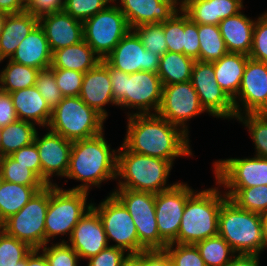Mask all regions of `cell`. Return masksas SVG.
I'll list each match as a JSON object with an SVG mask.
<instances>
[{
  "label": "cell",
  "instance_id": "obj_1",
  "mask_svg": "<svg viewBox=\"0 0 267 266\" xmlns=\"http://www.w3.org/2000/svg\"><path fill=\"white\" fill-rule=\"evenodd\" d=\"M123 145L131 152L168 160L192 155L188 134L158 114H129Z\"/></svg>",
  "mask_w": 267,
  "mask_h": 266
},
{
  "label": "cell",
  "instance_id": "obj_2",
  "mask_svg": "<svg viewBox=\"0 0 267 266\" xmlns=\"http://www.w3.org/2000/svg\"><path fill=\"white\" fill-rule=\"evenodd\" d=\"M110 150L103 132L73 141L66 177L84 183L71 190L88 192L91 185L98 187L104 180L117 178V154L115 150Z\"/></svg>",
  "mask_w": 267,
  "mask_h": 266
},
{
  "label": "cell",
  "instance_id": "obj_3",
  "mask_svg": "<svg viewBox=\"0 0 267 266\" xmlns=\"http://www.w3.org/2000/svg\"><path fill=\"white\" fill-rule=\"evenodd\" d=\"M102 62L109 69L113 98L118 106L138 108V114H157L163 93V84L157 73L139 71L125 73L113 67L106 59Z\"/></svg>",
  "mask_w": 267,
  "mask_h": 266
},
{
  "label": "cell",
  "instance_id": "obj_4",
  "mask_svg": "<svg viewBox=\"0 0 267 266\" xmlns=\"http://www.w3.org/2000/svg\"><path fill=\"white\" fill-rule=\"evenodd\" d=\"M226 199L217 188L193 192L186 201L178 237L173 243L195 245L217 236L220 208Z\"/></svg>",
  "mask_w": 267,
  "mask_h": 266
},
{
  "label": "cell",
  "instance_id": "obj_5",
  "mask_svg": "<svg viewBox=\"0 0 267 266\" xmlns=\"http://www.w3.org/2000/svg\"><path fill=\"white\" fill-rule=\"evenodd\" d=\"M218 235L238 254L258 255L266 248L262 214L243 210L229 198L220 208Z\"/></svg>",
  "mask_w": 267,
  "mask_h": 266
},
{
  "label": "cell",
  "instance_id": "obj_6",
  "mask_svg": "<svg viewBox=\"0 0 267 266\" xmlns=\"http://www.w3.org/2000/svg\"><path fill=\"white\" fill-rule=\"evenodd\" d=\"M117 152L116 176L125 180L119 182V188L157 194L175 185L165 187L170 161L131 152L123 144Z\"/></svg>",
  "mask_w": 267,
  "mask_h": 266
},
{
  "label": "cell",
  "instance_id": "obj_7",
  "mask_svg": "<svg viewBox=\"0 0 267 266\" xmlns=\"http://www.w3.org/2000/svg\"><path fill=\"white\" fill-rule=\"evenodd\" d=\"M105 118L79 96L64 97L52 110L48 126L70 141L88 139L103 132Z\"/></svg>",
  "mask_w": 267,
  "mask_h": 266
},
{
  "label": "cell",
  "instance_id": "obj_8",
  "mask_svg": "<svg viewBox=\"0 0 267 266\" xmlns=\"http://www.w3.org/2000/svg\"><path fill=\"white\" fill-rule=\"evenodd\" d=\"M88 192L79 190H63L56 184L49 185V204L45 218V245L51 237L72 235L79 220L92 207L87 205Z\"/></svg>",
  "mask_w": 267,
  "mask_h": 266
},
{
  "label": "cell",
  "instance_id": "obj_9",
  "mask_svg": "<svg viewBox=\"0 0 267 266\" xmlns=\"http://www.w3.org/2000/svg\"><path fill=\"white\" fill-rule=\"evenodd\" d=\"M112 192L126 207L137 229L139 244L151 252H162L168 245L159 235L155 194L118 188Z\"/></svg>",
  "mask_w": 267,
  "mask_h": 266
},
{
  "label": "cell",
  "instance_id": "obj_10",
  "mask_svg": "<svg viewBox=\"0 0 267 266\" xmlns=\"http://www.w3.org/2000/svg\"><path fill=\"white\" fill-rule=\"evenodd\" d=\"M49 204V185L38 191L28 203L2 225L9 236L41 250L45 245V218Z\"/></svg>",
  "mask_w": 267,
  "mask_h": 266
},
{
  "label": "cell",
  "instance_id": "obj_11",
  "mask_svg": "<svg viewBox=\"0 0 267 266\" xmlns=\"http://www.w3.org/2000/svg\"><path fill=\"white\" fill-rule=\"evenodd\" d=\"M130 30L119 6L110 4L83 21V40L97 56L105 59Z\"/></svg>",
  "mask_w": 267,
  "mask_h": 266
},
{
  "label": "cell",
  "instance_id": "obj_12",
  "mask_svg": "<svg viewBox=\"0 0 267 266\" xmlns=\"http://www.w3.org/2000/svg\"><path fill=\"white\" fill-rule=\"evenodd\" d=\"M92 208L98 213L102 221L107 241L113 239L116 242L114 247L129 253L146 251L139 244L137 229L131 215L113 193L98 207L92 204Z\"/></svg>",
  "mask_w": 267,
  "mask_h": 266
},
{
  "label": "cell",
  "instance_id": "obj_13",
  "mask_svg": "<svg viewBox=\"0 0 267 266\" xmlns=\"http://www.w3.org/2000/svg\"><path fill=\"white\" fill-rule=\"evenodd\" d=\"M191 82L207 112L215 117L236 118L233 101L215 79L213 62L196 60L192 68Z\"/></svg>",
  "mask_w": 267,
  "mask_h": 266
},
{
  "label": "cell",
  "instance_id": "obj_14",
  "mask_svg": "<svg viewBox=\"0 0 267 266\" xmlns=\"http://www.w3.org/2000/svg\"><path fill=\"white\" fill-rule=\"evenodd\" d=\"M203 111L205 109L191 81L163 86L162 101L157 114L170 123L181 126L187 134L185 122Z\"/></svg>",
  "mask_w": 267,
  "mask_h": 266
},
{
  "label": "cell",
  "instance_id": "obj_15",
  "mask_svg": "<svg viewBox=\"0 0 267 266\" xmlns=\"http://www.w3.org/2000/svg\"><path fill=\"white\" fill-rule=\"evenodd\" d=\"M193 192L188 185L176 183L172 188L155 194L158 232L167 244L177 239L186 201Z\"/></svg>",
  "mask_w": 267,
  "mask_h": 266
},
{
  "label": "cell",
  "instance_id": "obj_16",
  "mask_svg": "<svg viewBox=\"0 0 267 266\" xmlns=\"http://www.w3.org/2000/svg\"><path fill=\"white\" fill-rule=\"evenodd\" d=\"M218 184L224 188H250L267 185V159L230 158L214 164Z\"/></svg>",
  "mask_w": 267,
  "mask_h": 266
},
{
  "label": "cell",
  "instance_id": "obj_17",
  "mask_svg": "<svg viewBox=\"0 0 267 266\" xmlns=\"http://www.w3.org/2000/svg\"><path fill=\"white\" fill-rule=\"evenodd\" d=\"M113 67L131 74L139 71L157 73L160 56L144 48L137 34L130 30L105 58Z\"/></svg>",
  "mask_w": 267,
  "mask_h": 266
},
{
  "label": "cell",
  "instance_id": "obj_18",
  "mask_svg": "<svg viewBox=\"0 0 267 266\" xmlns=\"http://www.w3.org/2000/svg\"><path fill=\"white\" fill-rule=\"evenodd\" d=\"M34 142L40 157L42 181L46 185H52L50 176L53 174L65 177L73 141L49 130L43 138H39L36 133Z\"/></svg>",
  "mask_w": 267,
  "mask_h": 266
},
{
  "label": "cell",
  "instance_id": "obj_19",
  "mask_svg": "<svg viewBox=\"0 0 267 266\" xmlns=\"http://www.w3.org/2000/svg\"><path fill=\"white\" fill-rule=\"evenodd\" d=\"M237 95L245 108L243 113H267L266 62L248 58Z\"/></svg>",
  "mask_w": 267,
  "mask_h": 266
},
{
  "label": "cell",
  "instance_id": "obj_20",
  "mask_svg": "<svg viewBox=\"0 0 267 266\" xmlns=\"http://www.w3.org/2000/svg\"><path fill=\"white\" fill-rule=\"evenodd\" d=\"M69 241L80 259H89L108 247L102 221L92 207L79 220Z\"/></svg>",
  "mask_w": 267,
  "mask_h": 266
},
{
  "label": "cell",
  "instance_id": "obj_21",
  "mask_svg": "<svg viewBox=\"0 0 267 266\" xmlns=\"http://www.w3.org/2000/svg\"><path fill=\"white\" fill-rule=\"evenodd\" d=\"M39 25L45 32L51 52L83 40V22L65 11L40 17Z\"/></svg>",
  "mask_w": 267,
  "mask_h": 266
},
{
  "label": "cell",
  "instance_id": "obj_22",
  "mask_svg": "<svg viewBox=\"0 0 267 266\" xmlns=\"http://www.w3.org/2000/svg\"><path fill=\"white\" fill-rule=\"evenodd\" d=\"M120 3L119 9L131 30L142 24L165 22L179 11L169 0H120Z\"/></svg>",
  "mask_w": 267,
  "mask_h": 266
},
{
  "label": "cell",
  "instance_id": "obj_23",
  "mask_svg": "<svg viewBox=\"0 0 267 266\" xmlns=\"http://www.w3.org/2000/svg\"><path fill=\"white\" fill-rule=\"evenodd\" d=\"M79 97L105 119L108 114L103 106L108 103L117 105L113 98L109 69L102 61L84 73Z\"/></svg>",
  "mask_w": 267,
  "mask_h": 266
},
{
  "label": "cell",
  "instance_id": "obj_24",
  "mask_svg": "<svg viewBox=\"0 0 267 266\" xmlns=\"http://www.w3.org/2000/svg\"><path fill=\"white\" fill-rule=\"evenodd\" d=\"M182 9L197 24L219 25L220 21L234 16L243 8L242 0H182Z\"/></svg>",
  "mask_w": 267,
  "mask_h": 266
},
{
  "label": "cell",
  "instance_id": "obj_25",
  "mask_svg": "<svg viewBox=\"0 0 267 266\" xmlns=\"http://www.w3.org/2000/svg\"><path fill=\"white\" fill-rule=\"evenodd\" d=\"M249 56L242 53L228 52L222 58L213 62L215 79L226 95L233 101L236 117L242 115L236 100L240 89L244 69Z\"/></svg>",
  "mask_w": 267,
  "mask_h": 266
},
{
  "label": "cell",
  "instance_id": "obj_26",
  "mask_svg": "<svg viewBox=\"0 0 267 266\" xmlns=\"http://www.w3.org/2000/svg\"><path fill=\"white\" fill-rule=\"evenodd\" d=\"M10 60L39 70L51 66L52 52L39 24L22 40Z\"/></svg>",
  "mask_w": 267,
  "mask_h": 266
},
{
  "label": "cell",
  "instance_id": "obj_27",
  "mask_svg": "<svg viewBox=\"0 0 267 266\" xmlns=\"http://www.w3.org/2000/svg\"><path fill=\"white\" fill-rule=\"evenodd\" d=\"M18 120L33 121L39 126H48L52 110L35 86L9 93Z\"/></svg>",
  "mask_w": 267,
  "mask_h": 266
},
{
  "label": "cell",
  "instance_id": "obj_28",
  "mask_svg": "<svg viewBox=\"0 0 267 266\" xmlns=\"http://www.w3.org/2000/svg\"><path fill=\"white\" fill-rule=\"evenodd\" d=\"M255 21L244 14L227 17L219 23L220 33L228 52L249 55L252 47Z\"/></svg>",
  "mask_w": 267,
  "mask_h": 266
},
{
  "label": "cell",
  "instance_id": "obj_29",
  "mask_svg": "<svg viewBox=\"0 0 267 266\" xmlns=\"http://www.w3.org/2000/svg\"><path fill=\"white\" fill-rule=\"evenodd\" d=\"M39 24V18L23 11L8 14L0 34V62L9 59L22 40Z\"/></svg>",
  "mask_w": 267,
  "mask_h": 266
},
{
  "label": "cell",
  "instance_id": "obj_30",
  "mask_svg": "<svg viewBox=\"0 0 267 266\" xmlns=\"http://www.w3.org/2000/svg\"><path fill=\"white\" fill-rule=\"evenodd\" d=\"M84 41L52 52L51 66L85 73L95 68L102 59Z\"/></svg>",
  "mask_w": 267,
  "mask_h": 266
},
{
  "label": "cell",
  "instance_id": "obj_31",
  "mask_svg": "<svg viewBox=\"0 0 267 266\" xmlns=\"http://www.w3.org/2000/svg\"><path fill=\"white\" fill-rule=\"evenodd\" d=\"M45 186H24L3 181L0 186V225L20 211Z\"/></svg>",
  "mask_w": 267,
  "mask_h": 266
},
{
  "label": "cell",
  "instance_id": "obj_32",
  "mask_svg": "<svg viewBox=\"0 0 267 266\" xmlns=\"http://www.w3.org/2000/svg\"><path fill=\"white\" fill-rule=\"evenodd\" d=\"M194 62L185 54L167 51L160 57L157 71L163 86L191 81Z\"/></svg>",
  "mask_w": 267,
  "mask_h": 266
},
{
  "label": "cell",
  "instance_id": "obj_33",
  "mask_svg": "<svg viewBox=\"0 0 267 266\" xmlns=\"http://www.w3.org/2000/svg\"><path fill=\"white\" fill-rule=\"evenodd\" d=\"M36 133L35 124L23 120H17L3 127L0 144L2 157L10 156L20 148L32 144Z\"/></svg>",
  "mask_w": 267,
  "mask_h": 266
},
{
  "label": "cell",
  "instance_id": "obj_34",
  "mask_svg": "<svg viewBox=\"0 0 267 266\" xmlns=\"http://www.w3.org/2000/svg\"><path fill=\"white\" fill-rule=\"evenodd\" d=\"M0 73V90L12 93L17 90L35 86L39 69L9 60Z\"/></svg>",
  "mask_w": 267,
  "mask_h": 266
},
{
  "label": "cell",
  "instance_id": "obj_35",
  "mask_svg": "<svg viewBox=\"0 0 267 266\" xmlns=\"http://www.w3.org/2000/svg\"><path fill=\"white\" fill-rule=\"evenodd\" d=\"M198 38L199 61L214 62L228 53L219 25L198 24Z\"/></svg>",
  "mask_w": 267,
  "mask_h": 266
},
{
  "label": "cell",
  "instance_id": "obj_36",
  "mask_svg": "<svg viewBox=\"0 0 267 266\" xmlns=\"http://www.w3.org/2000/svg\"><path fill=\"white\" fill-rule=\"evenodd\" d=\"M225 195L243 210L259 214L267 212V185L250 188H230Z\"/></svg>",
  "mask_w": 267,
  "mask_h": 266
},
{
  "label": "cell",
  "instance_id": "obj_37",
  "mask_svg": "<svg viewBox=\"0 0 267 266\" xmlns=\"http://www.w3.org/2000/svg\"><path fill=\"white\" fill-rule=\"evenodd\" d=\"M195 245L206 266H227L232 258L235 257V251L219 235L199 241Z\"/></svg>",
  "mask_w": 267,
  "mask_h": 266
},
{
  "label": "cell",
  "instance_id": "obj_38",
  "mask_svg": "<svg viewBox=\"0 0 267 266\" xmlns=\"http://www.w3.org/2000/svg\"><path fill=\"white\" fill-rule=\"evenodd\" d=\"M0 169L4 181L24 186H46L28 166L18 163L11 156L2 157Z\"/></svg>",
  "mask_w": 267,
  "mask_h": 266
},
{
  "label": "cell",
  "instance_id": "obj_39",
  "mask_svg": "<svg viewBox=\"0 0 267 266\" xmlns=\"http://www.w3.org/2000/svg\"><path fill=\"white\" fill-rule=\"evenodd\" d=\"M162 254L171 266H206L196 245L170 243Z\"/></svg>",
  "mask_w": 267,
  "mask_h": 266
},
{
  "label": "cell",
  "instance_id": "obj_40",
  "mask_svg": "<svg viewBox=\"0 0 267 266\" xmlns=\"http://www.w3.org/2000/svg\"><path fill=\"white\" fill-rule=\"evenodd\" d=\"M31 251L26 243L0 230V266H15Z\"/></svg>",
  "mask_w": 267,
  "mask_h": 266
},
{
  "label": "cell",
  "instance_id": "obj_41",
  "mask_svg": "<svg viewBox=\"0 0 267 266\" xmlns=\"http://www.w3.org/2000/svg\"><path fill=\"white\" fill-rule=\"evenodd\" d=\"M132 30L140 38L147 51L153 52L160 57L167 52L163 22L142 24Z\"/></svg>",
  "mask_w": 267,
  "mask_h": 266
},
{
  "label": "cell",
  "instance_id": "obj_42",
  "mask_svg": "<svg viewBox=\"0 0 267 266\" xmlns=\"http://www.w3.org/2000/svg\"><path fill=\"white\" fill-rule=\"evenodd\" d=\"M249 128L252 141L255 143V149L258 157L267 159V113L245 114L236 117Z\"/></svg>",
  "mask_w": 267,
  "mask_h": 266
},
{
  "label": "cell",
  "instance_id": "obj_43",
  "mask_svg": "<svg viewBox=\"0 0 267 266\" xmlns=\"http://www.w3.org/2000/svg\"><path fill=\"white\" fill-rule=\"evenodd\" d=\"M167 21L163 22L167 51L184 54L185 46V12L179 10Z\"/></svg>",
  "mask_w": 267,
  "mask_h": 266
},
{
  "label": "cell",
  "instance_id": "obj_44",
  "mask_svg": "<svg viewBox=\"0 0 267 266\" xmlns=\"http://www.w3.org/2000/svg\"><path fill=\"white\" fill-rule=\"evenodd\" d=\"M35 87L51 110L64 98L55 81L54 72L50 68L40 70Z\"/></svg>",
  "mask_w": 267,
  "mask_h": 266
},
{
  "label": "cell",
  "instance_id": "obj_45",
  "mask_svg": "<svg viewBox=\"0 0 267 266\" xmlns=\"http://www.w3.org/2000/svg\"><path fill=\"white\" fill-rule=\"evenodd\" d=\"M113 0H65L64 11L73 18L84 21L104 10Z\"/></svg>",
  "mask_w": 267,
  "mask_h": 266
},
{
  "label": "cell",
  "instance_id": "obj_46",
  "mask_svg": "<svg viewBox=\"0 0 267 266\" xmlns=\"http://www.w3.org/2000/svg\"><path fill=\"white\" fill-rule=\"evenodd\" d=\"M43 254L45 255L49 266H78L77 262L80 258L75 250L63 241L56 243L51 247L44 245Z\"/></svg>",
  "mask_w": 267,
  "mask_h": 266
},
{
  "label": "cell",
  "instance_id": "obj_47",
  "mask_svg": "<svg viewBox=\"0 0 267 266\" xmlns=\"http://www.w3.org/2000/svg\"><path fill=\"white\" fill-rule=\"evenodd\" d=\"M50 69L54 72L55 81L64 97L79 96L84 73L61 68Z\"/></svg>",
  "mask_w": 267,
  "mask_h": 266
},
{
  "label": "cell",
  "instance_id": "obj_48",
  "mask_svg": "<svg viewBox=\"0 0 267 266\" xmlns=\"http://www.w3.org/2000/svg\"><path fill=\"white\" fill-rule=\"evenodd\" d=\"M249 58L267 63V12L255 21Z\"/></svg>",
  "mask_w": 267,
  "mask_h": 266
},
{
  "label": "cell",
  "instance_id": "obj_49",
  "mask_svg": "<svg viewBox=\"0 0 267 266\" xmlns=\"http://www.w3.org/2000/svg\"><path fill=\"white\" fill-rule=\"evenodd\" d=\"M10 156L18 163L28 166L42 180L40 157L35 142L20 148Z\"/></svg>",
  "mask_w": 267,
  "mask_h": 266
},
{
  "label": "cell",
  "instance_id": "obj_50",
  "mask_svg": "<svg viewBox=\"0 0 267 266\" xmlns=\"http://www.w3.org/2000/svg\"><path fill=\"white\" fill-rule=\"evenodd\" d=\"M65 0H27L25 11L40 18L47 14L64 11Z\"/></svg>",
  "mask_w": 267,
  "mask_h": 266
},
{
  "label": "cell",
  "instance_id": "obj_51",
  "mask_svg": "<svg viewBox=\"0 0 267 266\" xmlns=\"http://www.w3.org/2000/svg\"><path fill=\"white\" fill-rule=\"evenodd\" d=\"M200 42L198 38V24L194 23L185 13V46L184 54L199 60Z\"/></svg>",
  "mask_w": 267,
  "mask_h": 266
},
{
  "label": "cell",
  "instance_id": "obj_52",
  "mask_svg": "<svg viewBox=\"0 0 267 266\" xmlns=\"http://www.w3.org/2000/svg\"><path fill=\"white\" fill-rule=\"evenodd\" d=\"M125 251L114 246H108L88 259V266H120Z\"/></svg>",
  "mask_w": 267,
  "mask_h": 266
},
{
  "label": "cell",
  "instance_id": "obj_53",
  "mask_svg": "<svg viewBox=\"0 0 267 266\" xmlns=\"http://www.w3.org/2000/svg\"><path fill=\"white\" fill-rule=\"evenodd\" d=\"M17 120L10 94L0 90V127H6Z\"/></svg>",
  "mask_w": 267,
  "mask_h": 266
},
{
  "label": "cell",
  "instance_id": "obj_54",
  "mask_svg": "<svg viewBox=\"0 0 267 266\" xmlns=\"http://www.w3.org/2000/svg\"><path fill=\"white\" fill-rule=\"evenodd\" d=\"M25 0H0V10L7 14H15L25 11Z\"/></svg>",
  "mask_w": 267,
  "mask_h": 266
},
{
  "label": "cell",
  "instance_id": "obj_55",
  "mask_svg": "<svg viewBox=\"0 0 267 266\" xmlns=\"http://www.w3.org/2000/svg\"><path fill=\"white\" fill-rule=\"evenodd\" d=\"M144 266H171L162 252L144 251Z\"/></svg>",
  "mask_w": 267,
  "mask_h": 266
},
{
  "label": "cell",
  "instance_id": "obj_56",
  "mask_svg": "<svg viewBox=\"0 0 267 266\" xmlns=\"http://www.w3.org/2000/svg\"><path fill=\"white\" fill-rule=\"evenodd\" d=\"M259 255L238 254L229 262L227 266H259Z\"/></svg>",
  "mask_w": 267,
  "mask_h": 266
},
{
  "label": "cell",
  "instance_id": "obj_57",
  "mask_svg": "<svg viewBox=\"0 0 267 266\" xmlns=\"http://www.w3.org/2000/svg\"><path fill=\"white\" fill-rule=\"evenodd\" d=\"M38 252V249H32V251L26 256V266H49L45 255H39Z\"/></svg>",
  "mask_w": 267,
  "mask_h": 266
},
{
  "label": "cell",
  "instance_id": "obj_58",
  "mask_svg": "<svg viewBox=\"0 0 267 266\" xmlns=\"http://www.w3.org/2000/svg\"><path fill=\"white\" fill-rule=\"evenodd\" d=\"M120 266H144V251L139 253H127Z\"/></svg>",
  "mask_w": 267,
  "mask_h": 266
},
{
  "label": "cell",
  "instance_id": "obj_59",
  "mask_svg": "<svg viewBox=\"0 0 267 266\" xmlns=\"http://www.w3.org/2000/svg\"><path fill=\"white\" fill-rule=\"evenodd\" d=\"M264 240L267 247V212L262 214Z\"/></svg>",
  "mask_w": 267,
  "mask_h": 266
},
{
  "label": "cell",
  "instance_id": "obj_60",
  "mask_svg": "<svg viewBox=\"0 0 267 266\" xmlns=\"http://www.w3.org/2000/svg\"><path fill=\"white\" fill-rule=\"evenodd\" d=\"M7 15L8 14L6 12L0 10V34L3 30V25H4V22H5Z\"/></svg>",
  "mask_w": 267,
  "mask_h": 266
},
{
  "label": "cell",
  "instance_id": "obj_61",
  "mask_svg": "<svg viewBox=\"0 0 267 266\" xmlns=\"http://www.w3.org/2000/svg\"><path fill=\"white\" fill-rule=\"evenodd\" d=\"M15 266H26V257L23 261L19 262L17 265Z\"/></svg>",
  "mask_w": 267,
  "mask_h": 266
},
{
  "label": "cell",
  "instance_id": "obj_62",
  "mask_svg": "<svg viewBox=\"0 0 267 266\" xmlns=\"http://www.w3.org/2000/svg\"><path fill=\"white\" fill-rule=\"evenodd\" d=\"M3 181H4V180H3L2 173H1V169H0V186H1V184H2Z\"/></svg>",
  "mask_w": 267,
  "mask_h": 266
},
{
  "label": "cell",
  "instance_id": "obj_63",
  "mask_svg": "<svg viewBox=\"0 0 267 266\" xmlns=\"http://www.w3.org/2000/svg\"><path fill=\"white\" fill-rule=\"evenodd\" d=\"M2 130H3V127H0V144H1V138H2Z\"/></svg>",
  "mask_w": 267,
  "mask_h": 266
},
{
  "label": "cell",
  "instance_id": "obj_64",
  "mask_svg": "<svg viewBox=\"0 0 267 266\" xmlns=\"http://www.w3.org/2000/svg\"><path fill=\"white\" fill-rule=\"evenodd\" d=\"M169 1L173 2L176 6H177V4H178V3H177L178 0H169Z\"/></svg>",
  "mask_w": 267,
  "mask_h": 266
}]
</instances>
